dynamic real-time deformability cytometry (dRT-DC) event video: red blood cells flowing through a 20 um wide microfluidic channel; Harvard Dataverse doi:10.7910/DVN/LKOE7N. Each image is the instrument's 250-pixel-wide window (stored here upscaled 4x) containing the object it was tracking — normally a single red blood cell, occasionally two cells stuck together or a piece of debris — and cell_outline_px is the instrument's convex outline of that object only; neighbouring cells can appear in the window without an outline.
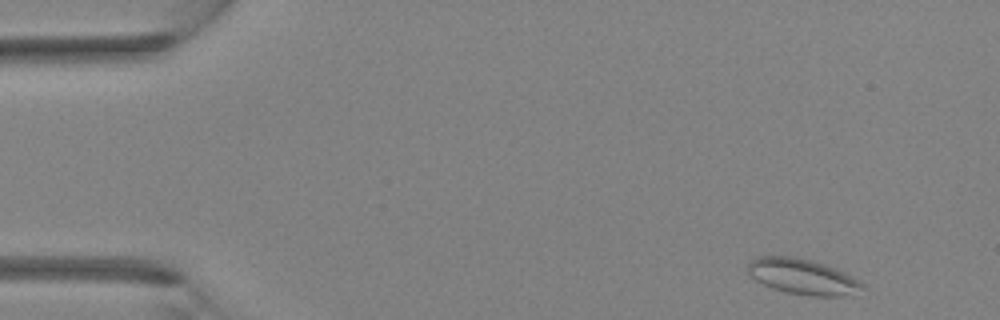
{"species": "Egyptian fruit bat (a non-hibernating species)", "species_latin": "Rousettus aegyptiacus", "temperature_condition": "room temperature", "stored_images_in_passage": 3, "camera_frame_rate_fps": 3000, "um_per_image_px": 0.085, "animal": {"sex": "female"}, "frame": {"image": 1, "passage_image": 1, "time_ms": 0.0, "image_size_px": [1000, 320], "cell_outline_px": [[864, 288], [856, 296], [808, 296], [788, 292], [772, 288], [748, 276], [748, 264], [756, 256], [788, 256], [808, 260], [824, 264], [836, 268], [860, 280], [864, 284]], "centroid_in_image_um": [68.27, 23.53], "position_along_channel_um": 16.7, "area_um2": 23.93}}